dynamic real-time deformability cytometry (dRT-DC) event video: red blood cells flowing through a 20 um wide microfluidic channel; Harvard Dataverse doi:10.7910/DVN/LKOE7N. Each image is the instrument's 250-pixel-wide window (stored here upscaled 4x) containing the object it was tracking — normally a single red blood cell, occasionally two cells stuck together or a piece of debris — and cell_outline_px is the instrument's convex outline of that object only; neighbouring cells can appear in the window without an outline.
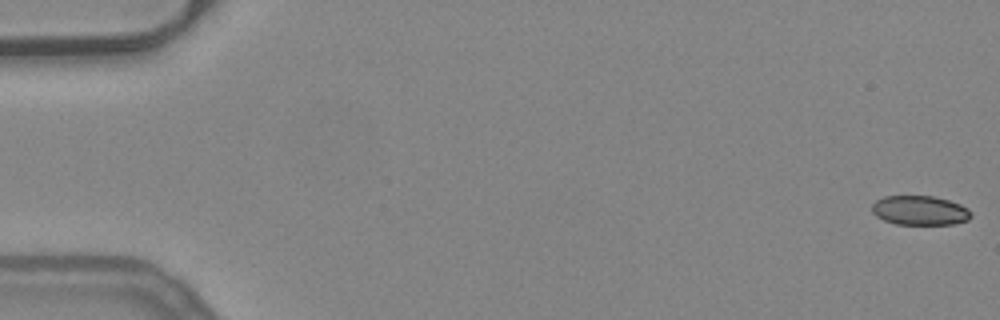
{"species": "common noctule bat (a hibernating species)", "species_latin": "Nyctalus noctula", "temperature_condition": "warm", "stored_images_in_passage": 45, "camera_frame_rate_fps": 3000, "um_per_image_px": 0.085, "animal": {"sex": "female", "body_mass_g": 24.6, "forearm_length_mm": 56.2}, "frame": {"image": 1, "passage_image": 1, "time_ms": 0.0, "image_size_px": [1000, 320], "cell_outline_px": [[972, 216], [968, 220], [952, 224], [896, 224], [884, 220], [876, 216], [872, 212], [872, 204], [876, 200], [884, 196], [932, 196], [948, 200], [960, 204], [968, 208], [972, 212]], "centroid_in_image_um": [78.19, 17.88], "position_along_channel_um": 6.8, "area_um2": 16.99}}
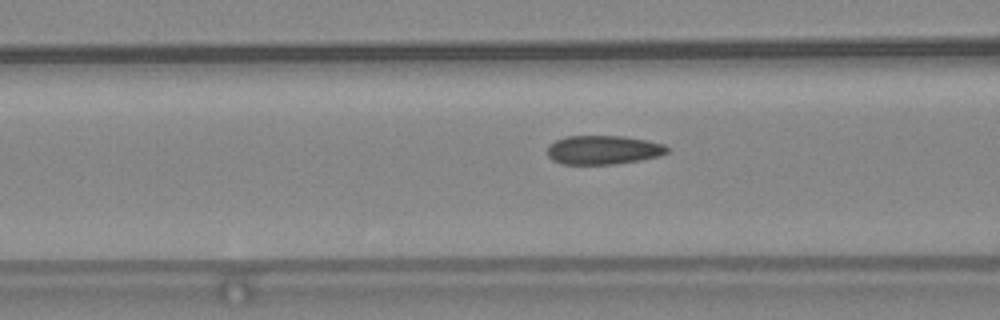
{"frame": {"image": 2, "passage_image": 14, "time_ms": 4.333, "image_size_px": [1000, 320], "cell_outline_px": [[668, 152], [660, 156], [640, 160], [616, 164], [564, 164], [552, 160], [548, 156], [548, 148], [556, 140], [568, 136], [624, 136], [664, 144], [668, 148]], "centroid_in_image_um": [51.3, 12.75], "position_along_channel_um": 115.3, "area_um2": 20.06}}
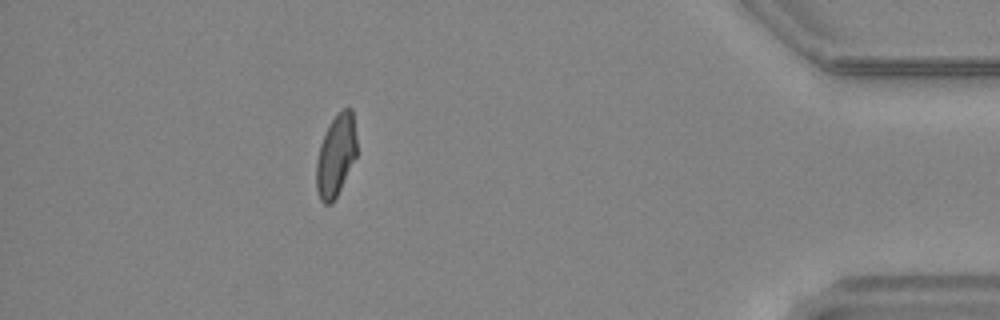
{"frame": {"image": 3, "passage_image": 40, "time_ms": 13.0, "image_size_px": [1000, 320], "cell_outline_px": [[356, 156], [332, 204], [324, 204], [320, 200], [316, 188], [316, 160], [320, 144], [332, 120], [344, 108], [352, 108], [356, 136]], "centroid_in_image_um": [28.54, 13.24], "position_along_channel_um": 406.7, "area_um2": 18.96}, "authors_computed_cell_mechanics": {"area_um2": 20.2878, "velocity_mm_per_s": 3.9484, "shape_relaxation_time_tau1_ms": null, "shape_relaxation_time_tau2_ms": 1.2043, "deformation_change_tau1": null, "deformation_change_tau2": 0.0729}}